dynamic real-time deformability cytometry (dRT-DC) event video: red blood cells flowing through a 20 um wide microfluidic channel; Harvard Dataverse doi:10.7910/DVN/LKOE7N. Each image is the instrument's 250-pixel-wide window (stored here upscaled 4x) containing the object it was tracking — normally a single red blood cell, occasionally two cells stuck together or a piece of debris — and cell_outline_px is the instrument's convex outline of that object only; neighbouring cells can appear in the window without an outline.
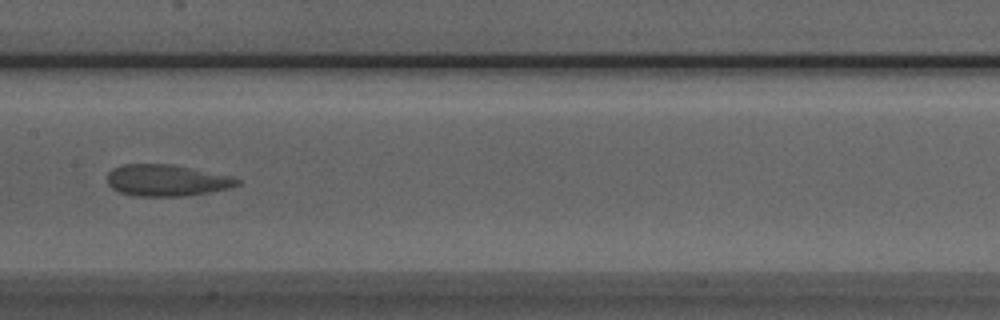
{"species": "Egyptian fruit bat (a non-hibernating species)", "species_latin": "Rousettus aegyptiacus", "temperature_condition": "room temperature", "stored_images_in_passage": 7, "camera_frame_rate_fps": 3000, "um_per_image_px": 0.085, "animal": {"sex": "male"}, "frame": {"image": 1, "passage_image": 7, "time_ms": 7.667, "image_size_px": [1000, 320], "cell_outline_px": [[240, 184], [228, 188], [208, 192], [184, 196], [136, 196], [120, 192], [112, 188], [108, 184], [108, 172], [112, 168], [124, 164], [172, 164], [232, 176], [240, 180]], "centroid_in_image_um": [14.15, 15.32], "position_along_channel_um": 193.2, "area_um2": 23.81}}